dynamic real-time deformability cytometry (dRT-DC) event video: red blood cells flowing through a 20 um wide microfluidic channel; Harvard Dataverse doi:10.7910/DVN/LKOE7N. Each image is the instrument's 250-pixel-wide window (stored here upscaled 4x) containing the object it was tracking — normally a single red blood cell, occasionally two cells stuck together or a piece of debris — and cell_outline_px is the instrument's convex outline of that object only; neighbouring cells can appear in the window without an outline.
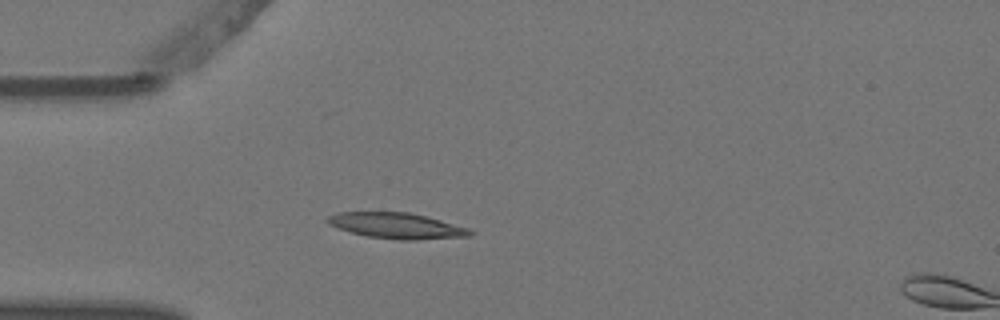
{"species": "Egyptian fruit bat (a non-hibernating species)", "species_latin": "Rousettus aegyptiacus", "temperature_condition": "warm", "stored_images_in_passage": 6, "camera_frame_rate_fps": 3000, "um_per_image_px": 0.085, "animal": {"sex": "female"}, "frame": {"image": 1, "passage_image": 5, "time_ms": 1.333, "image_size_px": [1000, 320], "cell_outline_px": [[476, 232], [472, 236], [416, 240], [400, 240], [368, 236], [352, 232], [328, 224], [324, 220], [328, 216], [336, 212], [408, 212], [440, 220], [468, 228]], "centroid_in_image_um": [33.73, 19.18], "position_along_channel_um": 51.3, "area_um2": 21.33}}